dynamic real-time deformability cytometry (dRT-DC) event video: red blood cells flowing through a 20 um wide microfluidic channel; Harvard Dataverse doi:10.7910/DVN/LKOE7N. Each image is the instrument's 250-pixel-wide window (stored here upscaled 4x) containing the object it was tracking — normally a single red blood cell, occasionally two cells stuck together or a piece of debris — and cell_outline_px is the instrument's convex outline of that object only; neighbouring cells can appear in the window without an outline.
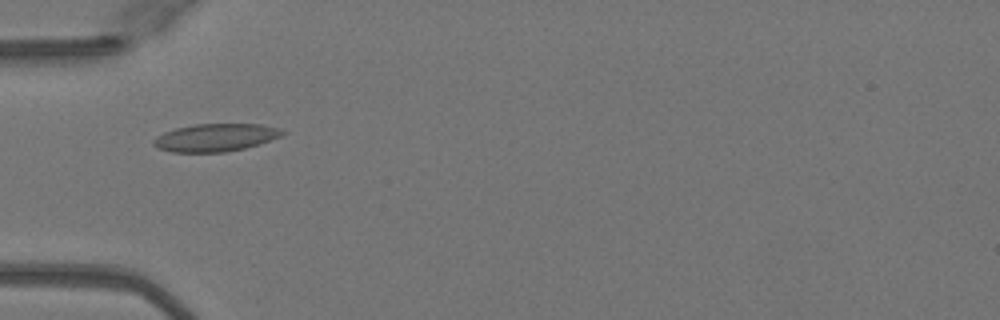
{"species": "Egyptian fruit bat (a non-hibernating species)", "species_latin": "Rousettus aegyptiacus", "temperature_condition": "warm", "stored_images_in_passage": 28, "camera_frame_rate_fps": 3000, "um_per_image_px": 0.085, "animal": {"sex": "female"}, "frame": {"image": 1, "passage_image": 1, "time_ms": 0.0, "image_size_px": [1000, 320], "cell_outline_px": [[288, 132], [280, 136], [244, 148], [224, 152], [172, 152], [156, 148], [152, 144], [152, 140], [156, 136], [164, 132], [176, 128], [196, 124], [260, 124], [276, 128]], "centroid_in_image_um": [18.24, 11.69], "position_along_channel_um": 66.8, "area_um2": 20.63}}
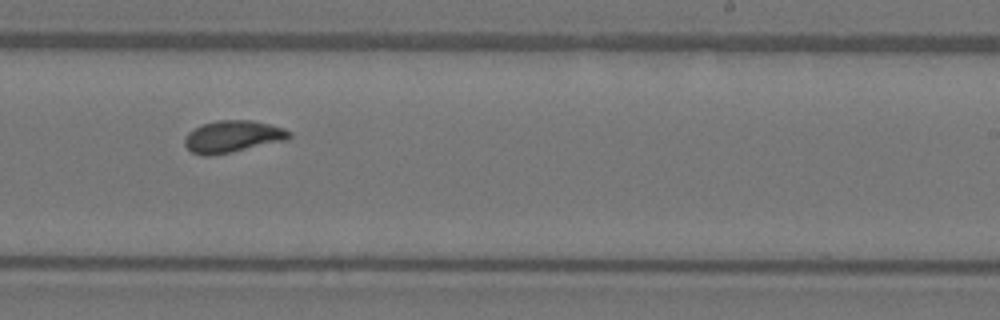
{"frame": {"image": 2, "passage_image": 16, "time_ms": 5.0, "image_size_px": [1000, 320], "cell_outline_px": [[292, 136], [288, 140], [232, 152], [208, 156], [204, 156], [192, 152], [184, 144], [184, 140], [188, 132], [204, 124], [216, 120], [252, 120], [284, 128], [292, 132]], "centroid_in_image_um": [19.81, 11.61], "position_along_channel_um": 269.2, "area_um2": 19.48}}
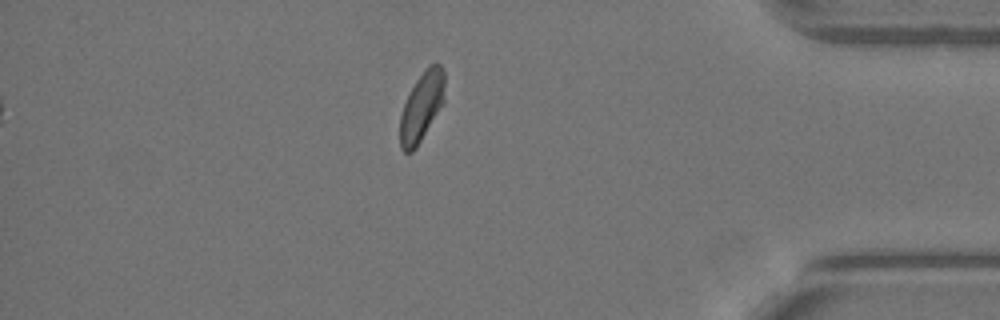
{"frame": {"image": 3, "passage_image": 28, "time_ms": 9.0, "image_size_px": [1000, 320], "cell_outline_px": [[444, 104], [416, 148], [412, 152], [404, 152], [400, 148], [400, 116], [404, 104], [416, 80], [428, 64], [440, 64], [444, 68]], "centroid_in_image_um": [35.86, 9.07], "position_along_channel_um": 399.3, "area_um2": 18.09}, "authors_computed_cell_mechanics": {"area_um2": 19.0162, "velocity_mm_per_s": 4.0577, "shape_relaxation_time_tau1_ms": 6.5798, "shape_relaxation_time_tau2_ms": null, "deformation_change_tau1": 0.1475, "deformation_change_tau2": null}}